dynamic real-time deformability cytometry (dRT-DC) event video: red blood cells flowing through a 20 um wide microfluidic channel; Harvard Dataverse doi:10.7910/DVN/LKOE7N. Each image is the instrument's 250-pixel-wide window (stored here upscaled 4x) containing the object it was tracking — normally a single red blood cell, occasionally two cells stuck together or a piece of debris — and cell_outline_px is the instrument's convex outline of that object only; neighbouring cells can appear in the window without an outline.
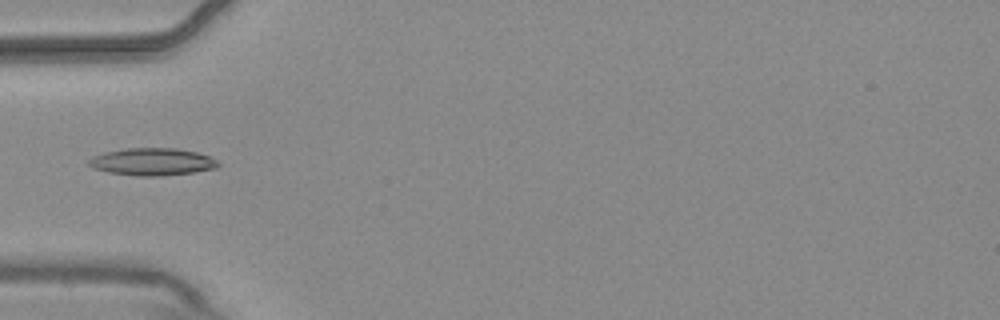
{"species": "common noctule bat (a hibernating species)", "species_latin": "Nyctalus noctula", "temperature_condition": "warm", "stored_images_in_passage": 6, "camera_frame_rate_fps": 3000, "um_per_image_px": 0.085, "animal": {"sex": "male", "body_mass_g": 20.4}, "frame": {"image": 1, "passage_image": 6, "time_ms": 1.667, "image_size_px": [1000, 320], "cell_outline_px": [[220, 164], [216, 168], [196, 172], [160, 176], [136, 176], [108, 172], [92, 168], [88, 164], [88, 160], [92, 156], [104, 152], [124, 148], [176, 148], [196, 152], [208, 156], [216, 160]], "centroid_in_image_um": [12.91, 13.75], "position_along_channel_um": 72.1, "area_um2": 20.75}}